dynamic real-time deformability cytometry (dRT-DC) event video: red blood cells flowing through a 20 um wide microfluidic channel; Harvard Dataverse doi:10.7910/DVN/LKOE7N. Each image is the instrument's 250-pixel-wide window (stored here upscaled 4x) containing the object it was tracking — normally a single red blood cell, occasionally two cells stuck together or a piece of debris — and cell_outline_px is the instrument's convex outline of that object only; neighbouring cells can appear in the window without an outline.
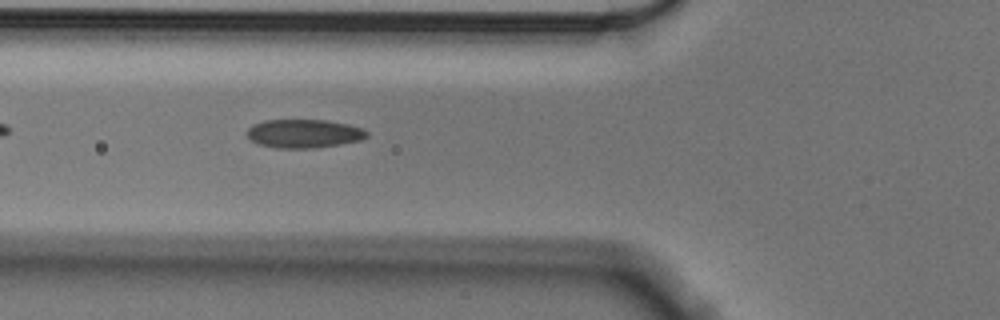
{"species": "Egyptian fruit bat (a non-hibernating species)", "species_latin": "Rousettus aegyptiacus", "temperature_condition": "cold", "stored_images_in_passage": 39, "camera_frame_rate_fps": 3000, "um_per_image_px": 0.085, "animal": {"sex": "male"}, "frame": {"image": 1, "passage_image": 3, "time_ms": 0.667, "image_size_px": [1000, 320], "cell_outline_px": [[368, 136], [360, 140], [340, 144], [316, 148], [276, 148], [256, 144], [248, 136], [248, 128], [252, 124], [264, 120], [328, 120], [348, 124], [364, 128], [368, 132]], "centroid_in_image_um": [25.84, 11.35], "position_along_channel_um": 100.0, "area_um2": 20.11}}
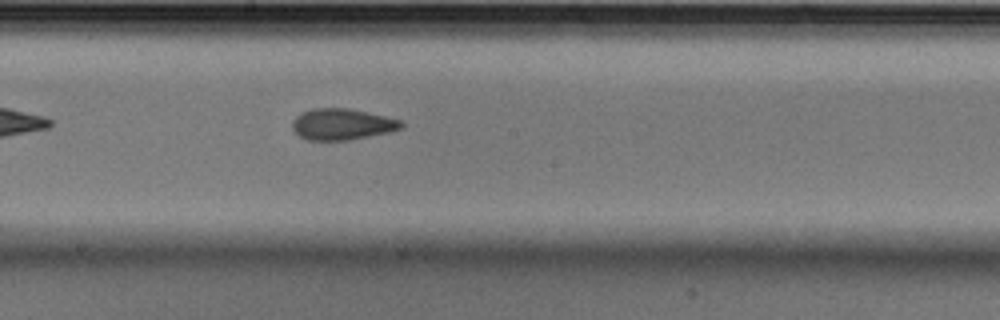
{"frame": {"image": 2, "passage_image": 13, "time_ms": 4.0, "image_size_px": [1000, 320], "cell_outline_px": [[404, 128], [388, 132], [352, 140], [308, 140], [300, 136], [292, 128], [292, 120], [300, 112], [312, 108], [348, 108], [384, 116], [400, 120], [404, 124]], "centroid_in_image_um": [29.06, 10.56], "position_along_channel_um": 219.1, "area_um2": 19.88}}
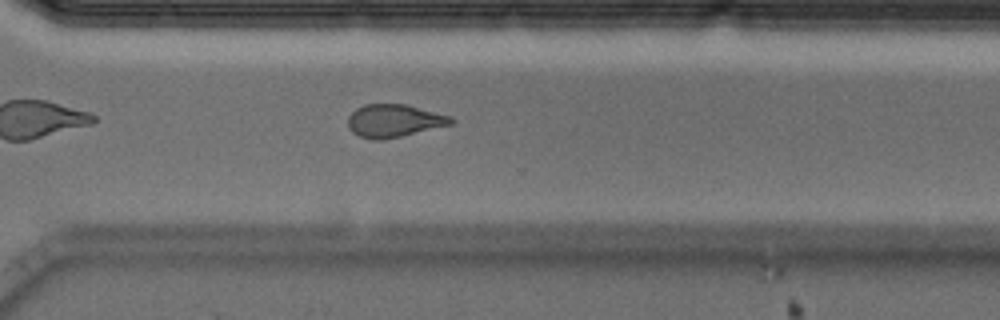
{"frame": {"image": 3, "passage_image": 23, "time_ms": 7.333, "image_size_px": [1000, 320], "cell_outline_px": [[456, 120], [452, 124], [400, 136], [380, 140], [376, 140], [360, 136], [352, 132], [348, 128], [348, 116], [356, 108], [364, 104], [404, 104], [452, 116]], "centroid_in_image_um": [33.48, 10.25], "position_along_channel_um": 337.1, "area_um2": 19.59}}